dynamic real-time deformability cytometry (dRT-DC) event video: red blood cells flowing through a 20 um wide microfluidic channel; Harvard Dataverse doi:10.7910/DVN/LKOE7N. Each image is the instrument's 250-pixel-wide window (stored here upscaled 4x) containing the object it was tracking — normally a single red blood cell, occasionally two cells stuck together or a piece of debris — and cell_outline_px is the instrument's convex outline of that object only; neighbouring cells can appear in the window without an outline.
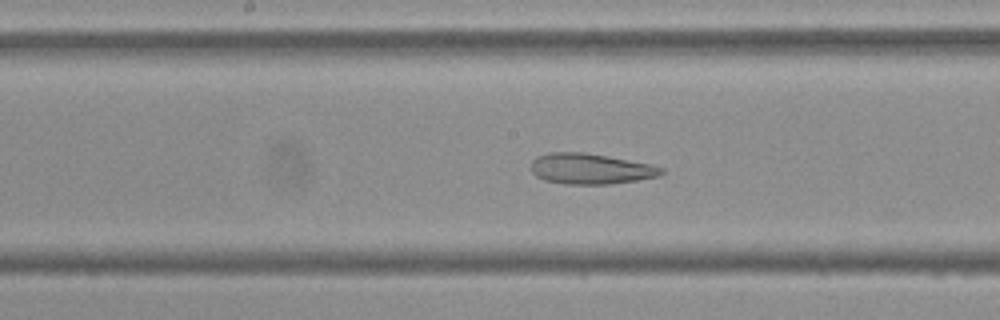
{"species": "Egyptian fruit bat (a non-hibernating species)", "species_latin": "Rousettus aegyptiacus", "temperature_condition": "cold", "stored_images_in_passage": 27, "camera_frame_rate_fps": 3000, "um_per_image_px": 0.085, "frame": {"image": 1, "passage_image": 12, "time_ms": 3.667, "image_size_px": [1000, 320], "cell_outline_px": [[664, 172], [660, 176], [636, 180], [608, 184], [564, 184], [544, 180], [536, 176], [532, 172], [532, 160], [536, 156], [548, 152], [584, 152], [608, 156], [652, 164], [664, 168]], "centroid_in_image_um": [50.2, 14.34], "position_along_channel_um": 198.0, "area_um2": 23.41}}